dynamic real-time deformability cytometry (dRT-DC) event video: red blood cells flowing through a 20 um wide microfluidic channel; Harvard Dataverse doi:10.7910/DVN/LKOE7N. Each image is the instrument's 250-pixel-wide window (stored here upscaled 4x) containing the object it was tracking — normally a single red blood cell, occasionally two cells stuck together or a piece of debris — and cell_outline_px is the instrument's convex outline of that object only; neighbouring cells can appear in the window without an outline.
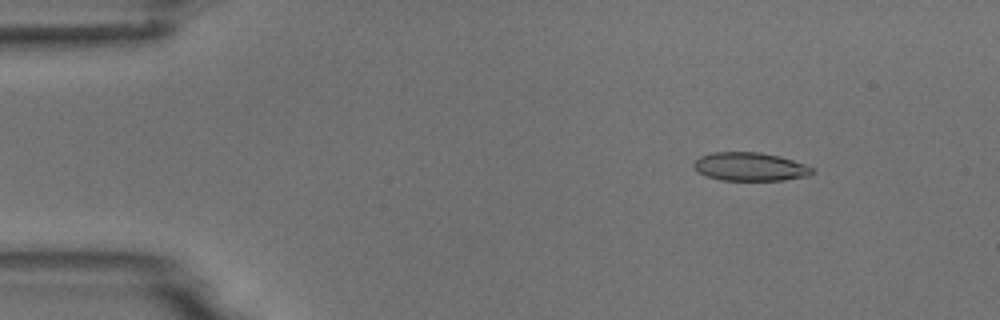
{"species": "common noctule bat (a hibernating species)", "species_latin": "Nyctalus noctula", "temperature_condition": "room temperature", "stored_images_in_passage": 4, "camera_frame_rate_fps": 3000, "um_per_image_px": 0.085, "animal": {"sex": "male", "body_mass_g": 18.8}, "frame": {"image": 1, "passage_image": 2, "time_ms": 1.333, "image_size_px": [1000, 320], "cell_outline_px": [[816, 172], [808, 176], [784, 180], [720, 180], [704, 176], [692, 168], [692, 164], [700, 156], [712, 152], [760, 152], [780, 156], [816, 168]], "centroid_in_image_um": [63.75, 14.17], "position_along_channel_um": 21.3, "area_um2": 19.94}}
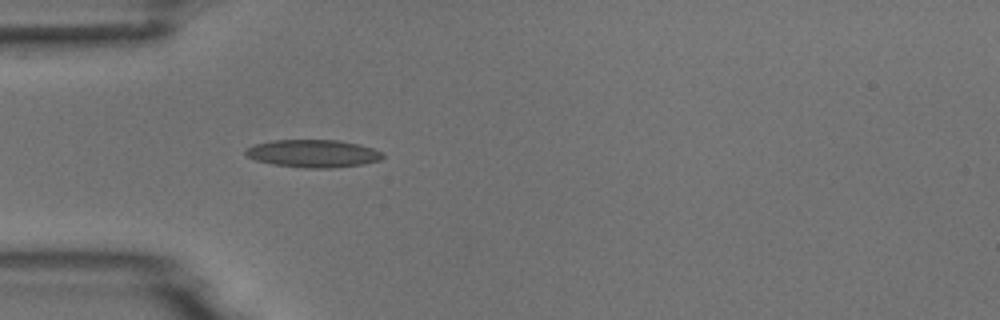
{"frame": {"image": 2, "passage_image": 4, "time_ms": 4.333, "image_size_px": [1000, 320], "cell_outline_px": [[384, 156], [380, 160], [364, 164], [332, 168], [304, 168], [272, 164], [256, 160], [248, 156], [244, 152], [252, 144], [272, 140], [340, 140], [360, 144], [384, 152]], "centroid_in_image_um": [26.64, 13.04], "position_along_channel_um": 58.4, "area_um2": 22.31}}